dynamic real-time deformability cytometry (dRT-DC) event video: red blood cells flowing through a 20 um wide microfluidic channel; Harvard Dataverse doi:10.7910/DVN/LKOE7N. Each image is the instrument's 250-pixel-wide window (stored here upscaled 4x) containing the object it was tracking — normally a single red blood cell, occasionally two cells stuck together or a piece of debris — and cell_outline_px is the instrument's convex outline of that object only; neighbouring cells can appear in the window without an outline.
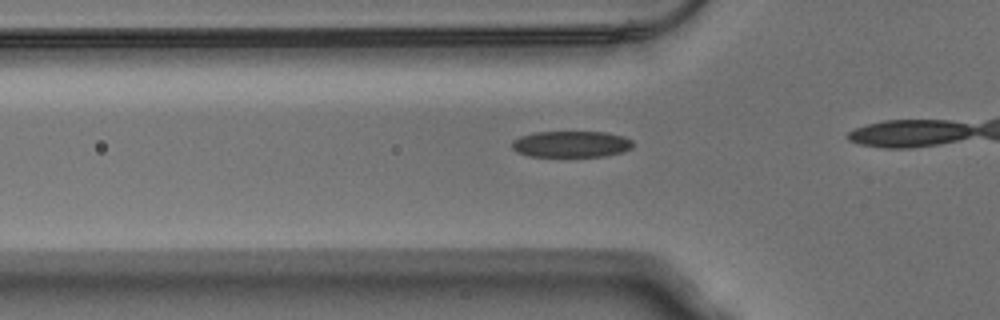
{"species": "Egyptian fruit bat (a non-hibernating species)", "species_latin": "Rousettus aegyptiacus", "temperature_condition": "warm", "stored_images_in_passage": 31, "camera_frame_rate_fps": 3000, "um_per_image_px": 0.085, "animal": {"sex": "male"}, "frame": {"image": 1, "passage_image": 7, "time_ms": 2.0, "image_size_px": [1000, 320], "cell_outline_px": [[632, 148], [624, 152], [604, 156], [528, 156], [516, 152], [512, 148], [512, 140], [520, 136], [536, 132], [604, 132], [624, 136], [632, 140]], "centroid_in_image_um": [48.55, 12.25], "position_along_channel_um": 77.3, "area_um2": 18.61}}
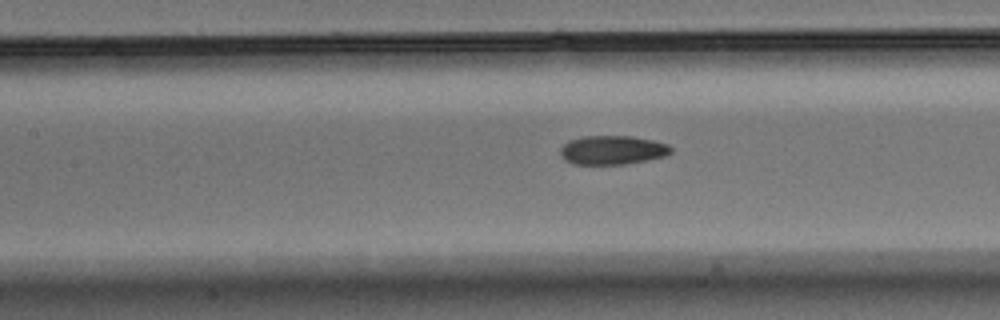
{"frame": {"image": 2, "passage_image": 13, "time_ms": 4.0, "image_size_px": [1000, 320], "cell_outline_px": [[672, 152], [664, 156], [648, 160], [624, 164], [572, 164], [564, 160], [560, 156], [560, 148], [568, 140], [584, 136], [632, 136], [652, 140], [668, 144], [672, 148]], "centroid_in_image_um": [52.03, 12.75], "position_along_channel_um": 155.4, "area_um2": 18.79}}
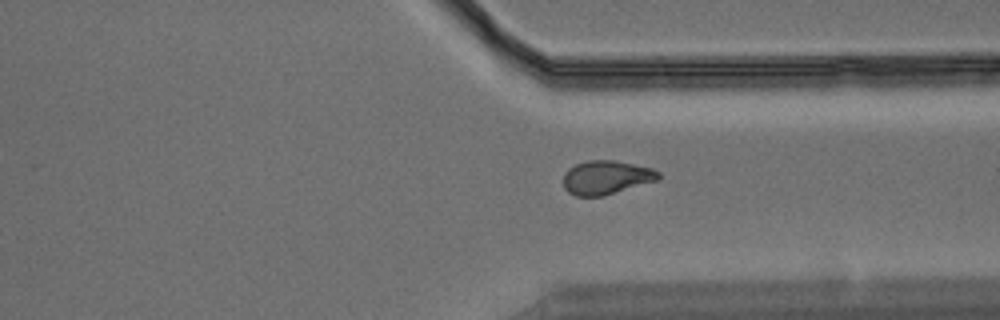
{"frame": {"image": 3, "passage_image": 29, "time_ms": 9.333, "image_size_px": [1000, 320], "cell_outline_px": [[660, 180], [604, 196], [576, 196], [568, 192], [564, 188], [564, 172], [568, 168], [576, 164], [588, 160], [616, 160], [652, 168], [660, 172]], "centroid_in_image_um": [51.56, 15.08], "position_along_channel_um": 359.8, "area_um2": 19.02}}